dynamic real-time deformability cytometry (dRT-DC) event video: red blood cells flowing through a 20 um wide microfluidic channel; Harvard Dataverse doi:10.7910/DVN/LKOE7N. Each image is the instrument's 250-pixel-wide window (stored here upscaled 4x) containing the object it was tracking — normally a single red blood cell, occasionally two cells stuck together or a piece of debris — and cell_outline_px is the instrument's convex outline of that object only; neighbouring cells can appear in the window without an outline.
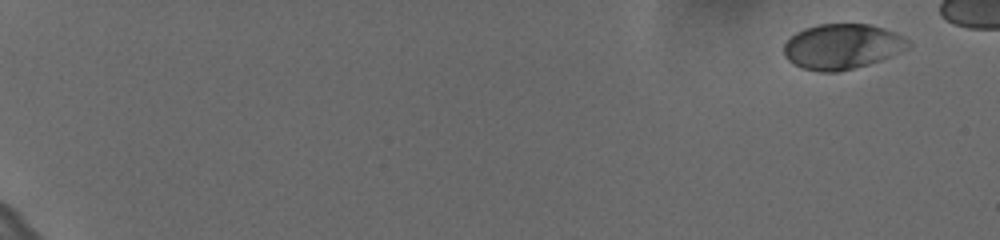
{"species": "human", "species_latin": "Homo sapiens", "temperature_condition": "cold", "stored_images_in_passage": 55, "camera_frame_rate_fps": 3000, "um_per_image_px": 0.085, "donor": {"sex": "female"}, "frame": {"image": 1, "passage_image": 1, "time_ms": 0.0, "image_size_px": [1000, 240], "cell_outline_px": [[912, 44], [908, 48], [880, 60], [868, 64], [836, 72], [816, 72], [800, 68], [792, 64], [784, 56], [784, 44], [796, 32], [804, 28], [820, 24], [868, 24], [884, 28], [896, 32], [904, 36]], "centroid_in_image_um": [71.56, 3.96], "position_along_channel_um": 13.4, "area_um2": 32.89}}
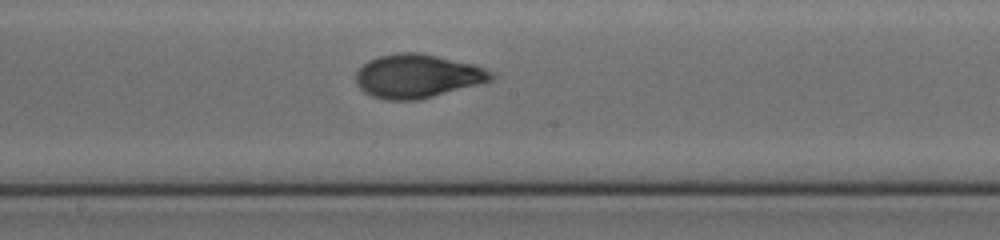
{"frame": {"image": 2, "passage_image": 34, "time_ms": 11.0, "image_size_px": [1000, 240], "cell_outline_px": [[496, 76], [492, 80], [432, 96], [416, 100], [384, 100], [372, 96], [364, 92], [356, 84], [356, 72], [368, 60], [380, 56], [404, 52], [416, 52], [436, 56], [472, 64], [484, 68], [492, 72]], "centroid_in_image_um": [35.44, 6.47], "position_along_channel_um": 212.8, "area_um2": 33.93}}
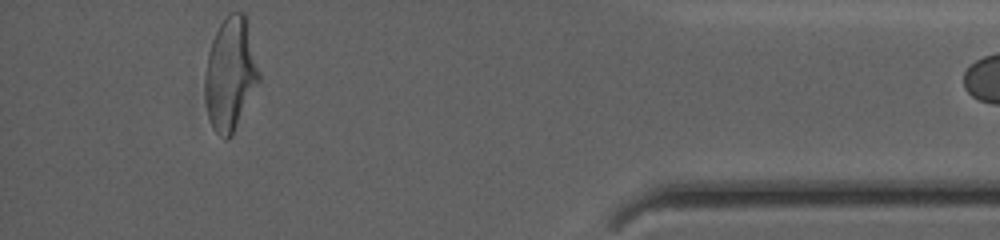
{"frame": {"image": 3, "passage_image": 54, "time_ms": 17.667, "image_size_px": [1000, 240], "cell_outline_px": [[260, 80], [232, 136], [228, 140], [224, 140], [212, 128], [208, 116], [204, 96], [204, 84], [208, 52], [212, 40], [220, 24], [228, 12], [244, 12], [260, 72]], "centroid_in_image_um": [19.57, 6.33], "position_along_channel_um": 415.6, "area_um2": 35.66}}